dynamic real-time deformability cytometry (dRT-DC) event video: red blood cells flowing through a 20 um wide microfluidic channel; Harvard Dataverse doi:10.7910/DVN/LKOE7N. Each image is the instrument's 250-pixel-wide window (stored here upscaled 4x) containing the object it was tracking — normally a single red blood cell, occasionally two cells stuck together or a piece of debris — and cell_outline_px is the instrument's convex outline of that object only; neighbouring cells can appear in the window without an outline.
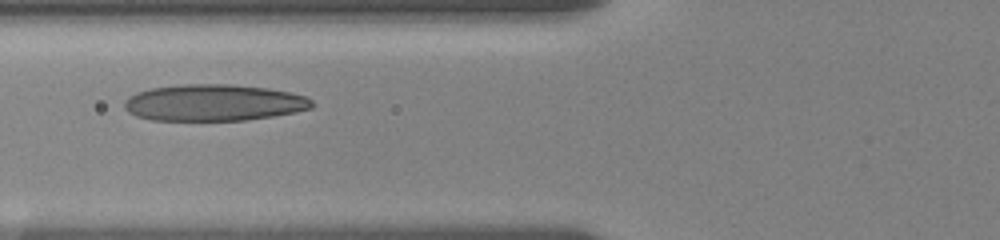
{"species": "human", "species_latin": "Homo sapiens", "temperature_condition": "room temperature", "stored_images_in_passage": 7, "camera_frame_rate_fps": 3000, "um_per_image_px": 0.085, "donor": {"sex": "female"}, "frame": {"image": 1, "passage_image": 4, "time_ms": 3.667, "image_size_px": [1000, 240], "cell_outline_px": [[312, 108], [296, 112], [272, 116], [244, 120], [152, 120], [136, 116], [128, 112], [124, 108], [124, 100], [128, 96], [152, 88], [180, 84], [232, 84], [268, 88], [308, 96], [312, 100]], "centroid_in_image_um": [18.17, 8.72], "position_along_channel_um": 107.6, "area_um2": 40.0}}
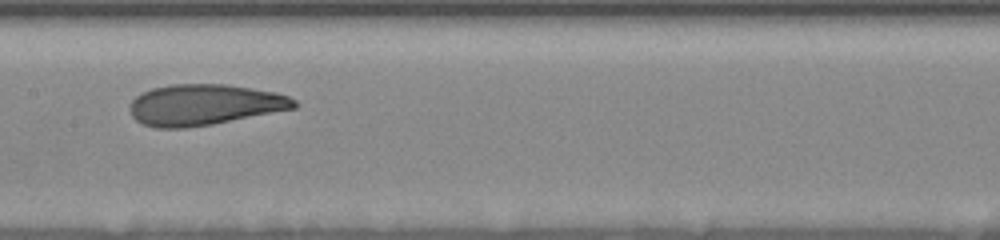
{"frame": {"image": 2, "passage_image": 6, "time_ms": 6.0, "image_size_px": [1000, 240], "cell_outline_px": [[296, 108], [212, 124], [184, 128], [156, 128], [144, 124], [136, 120], [132, 116], [132, 100], [140, 92], [152, 88], [172, 84], [228, 84], [276, 92], [288, 96], [296, 100]], "centroid_in_image_um": [17.38, 8.89], "position_along_channel_um": 190.0, "area_um2": 39.07}}
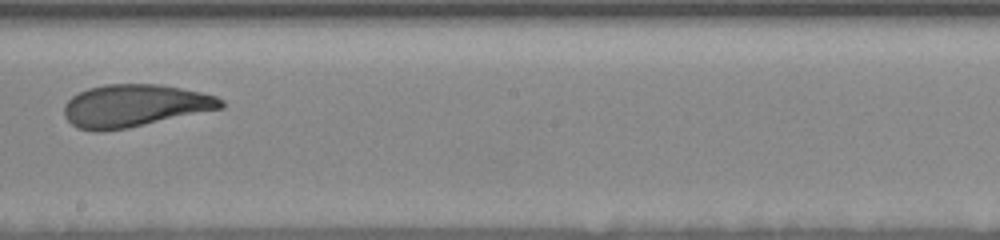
{"frame": {"image": 3, "passage_image": 7, "time_ms": 7.333, "image_size_px": [1000, 240], "cell_outline_px": [[224, 108], [128, 128], [100, 132], [92, 132], [76, 128], [64, 116], [64, 104], [72, 96], [88, 88], [104, 84], [160, 84], [200, 92], [216, 96], [224, 100]], "centroid_in_image_um": [11.43, 8.99], "position_along_channel_um": 236.8, "area_um2": 39.07}}